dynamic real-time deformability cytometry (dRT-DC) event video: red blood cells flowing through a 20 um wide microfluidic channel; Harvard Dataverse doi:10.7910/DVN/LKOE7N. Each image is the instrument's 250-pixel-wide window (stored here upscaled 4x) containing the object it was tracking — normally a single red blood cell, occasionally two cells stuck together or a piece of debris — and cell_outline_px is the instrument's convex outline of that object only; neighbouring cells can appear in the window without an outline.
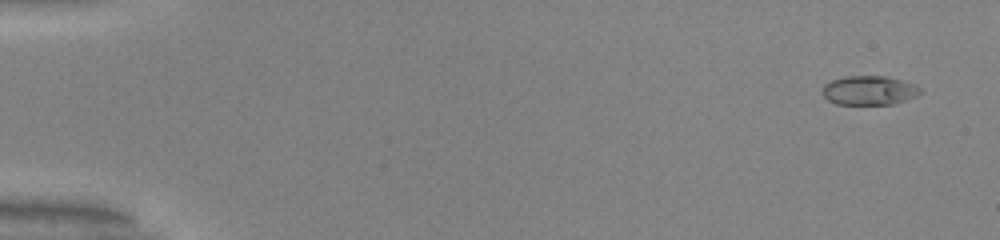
{"species": "common noctule bat (a hibernating species)", "species_latin": "Nyctalus noctula", "temperature_condition": "warm", "stored_images_in_passage": 53, "camera_frame_rate_fps": 3000, "um_per_image_px": 0.085, "animal": {"sex": "male", "body_mass_g": 20.0, "forearm_length_mm": 53.3}, "frame": {"image": 1, "passage_image": 3, "time_ms": 0.667, "image_size_px": [1000, 240], "cell_outline_px": [[920, 92], [916, 96], [892, 104], [836, 104], [828, 100], [820, 92], [824, 84], [832, 80], [844, 76], [884, 76], [916, 84], [920, 88]], "centroid_in_image_um": [73.83, 7.68], "position_along_channel_um": 11.2, "area_um2": 16.59}}
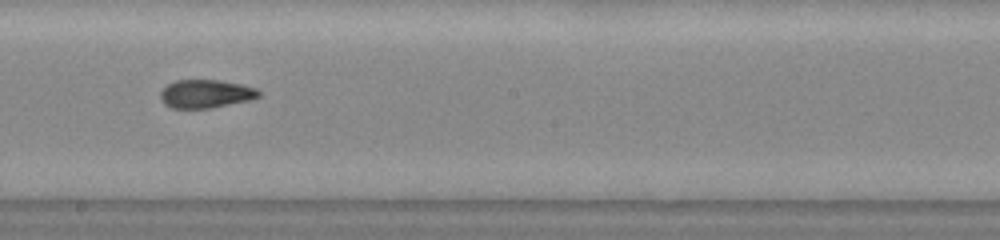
{"frame": {"image": 2, "passage_image": 31, "time_ms": 10.0, "image_size_px": [1000, 240], "cell_outline_px": [[260, 96], [248, 100], [208, 108], [172, 108], [164, 104], [160, 100], [160, 92], [168, 84], [176, 80], [220, 80], [240, 84], [256, 88], [260, 92]], "centroid_in_image_um": [17.45, 7.97], "position_along_channel_um": 230.7, "area_um2": 16.07}}
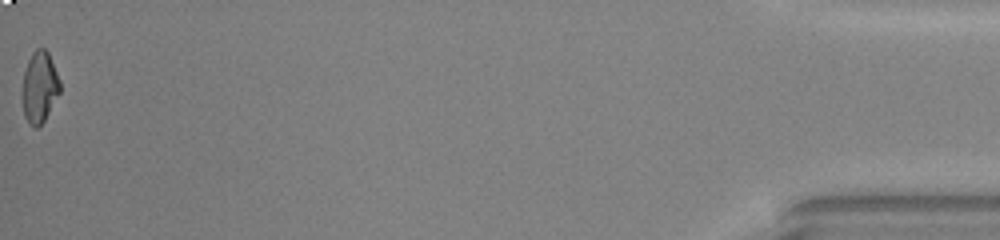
{"frame": {"image": 3, "passage_image": 53, "time_ms": 17.333, "image_size_px": [1000, 240], "cell_outline_px": [[60, 92], [44, 120], [36, 128], [32, 128], [28, 124], [24, 116], [20, 96], [20, 92], [24, 72], [28, 60], [32, 52], [36, 48], [44, 48], [48, 52], [60, 80]], "centroid_in_image_um": [3.31, 7.42], "position_along_channel_um": 431.9, "area_um2": 16.01}, "authors_computed_cell_mechanics": {"area_um2": 16.473, "velocity_mm_per_s": 4.0118, "shape_relaxation_time_tau1_ms": 10.2056, "shape_relaxation_time_tau2_ms": 0.9693, "deformation_change_tau1": 0.313, "deformation_change_tau2": 0.0478}}